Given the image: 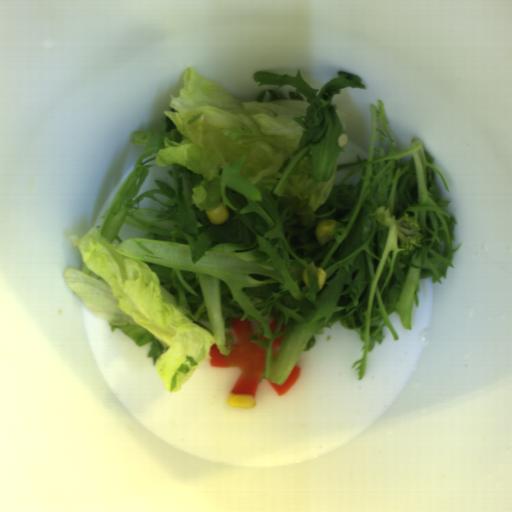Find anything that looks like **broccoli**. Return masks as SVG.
<instances>
[{
	"label": "broccoli",
	"mask_w": 512,
	"mask_h": 512,
	"mask_svg": "<svg viewBox=\"0 0 512 512\" xmlns=\"http://www.w3.org/2000/svg\"><path fill=\"white\" fill-rule=\"evenodd\" d=\"M382 214L386 215L387 223L385 226H396L399 247L403 250L400 253L401 258H408L416 249H420L422 245V233L419 229L418 221L413 216H409L406 213L401 215L400 218L395 219L388 209L385 207H379L375 209Z\"/></svg>",
	"instance_id": "1706d50b"
}]
</instances>
